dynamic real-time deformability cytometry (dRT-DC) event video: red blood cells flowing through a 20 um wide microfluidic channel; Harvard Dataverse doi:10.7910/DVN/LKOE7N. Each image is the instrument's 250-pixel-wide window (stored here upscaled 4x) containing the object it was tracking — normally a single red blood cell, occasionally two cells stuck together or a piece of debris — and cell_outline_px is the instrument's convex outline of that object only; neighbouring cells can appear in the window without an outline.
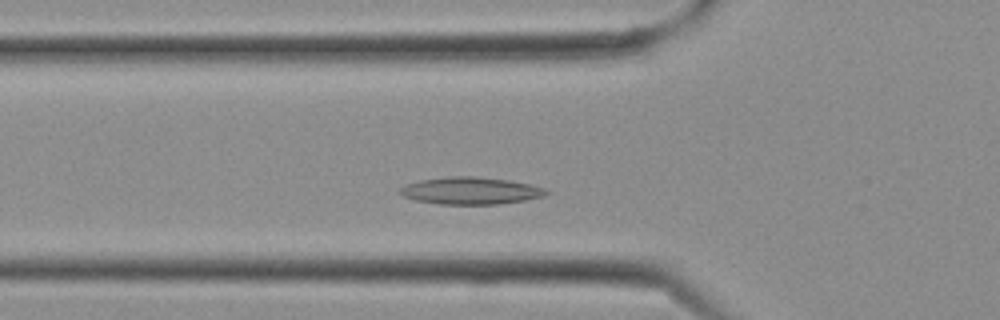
{"species": "Egyptian fruit bat (a non-hibernating species)", "species_latin": "Rousettus aegyptiacus", "temperature_condition": "cold", "stored_images_in_passage": 26, "camera_frame_rate_fps": 3000, "um_per_image_px": 0.085, "frame": {"image": 1, "passage_image": 6, "time_ms": 1.667, "image_size_px": [1000, 320], "cell_outline_px": [[552, 192], [544, 196], [524, 200], [496, 204], [440, 204], [416, 200], [404, 196], [400, 192], [400, 188], [404, 184], [420, 180], [448, 176], [472, 176], [508, 180], [528, 184], [544, 188]], "centroid_in_image_um": [40.0, 16.2], "position_along_channel_um": 85.8, "area_um2": 23.0}}
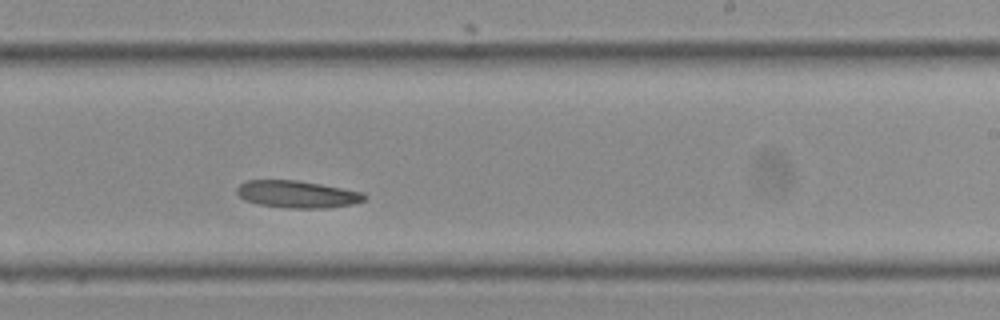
{"frame": {"image": 2, "passage_image": 14, "time_ms": 4.333, "image_size_px": [1000, 320], "cell_outline_px": [[368, 196], [364, 200], [352, 204], [328, 208], [288, 208], [260, 204], [244, 200], [236, 192], [236, 188], [244, 180], [296, 180], [320, 184], [364, 192]], "centroid_in_image_um": [25.26, 16.51], "position_along_channel_um": 263.7, "area_um2": 20.23}}
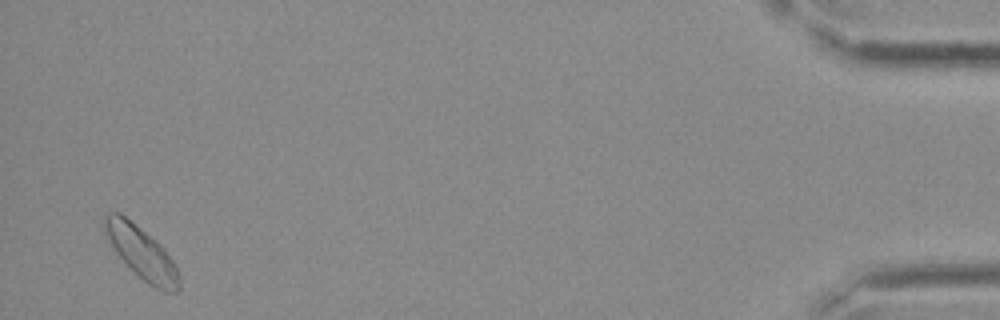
{"frame": {"image": 3, "passage_image": 25, "time_ms": 8.0, "image_size_px": [1000, 320], "cell_outline_px": [[180, 288], [176, 292], [164, 292], [148, 284], [128, 268], [104, 240], [104, 216], [108, 212], [120, 212], [156, 240], [164, 248], [176, 264], [180, 276]], "centroid_in_image_um": [12.0, 21.49], "position_along_channel_um": 423.2, "area_um2": 23.47}}